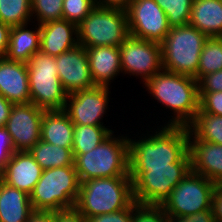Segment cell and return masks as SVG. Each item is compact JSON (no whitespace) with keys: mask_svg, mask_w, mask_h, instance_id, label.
<instances>
[{"mask_svg":"<svg viewBox=\"0 0 222 222\" xmlns=\"http://www.w3.org/2000/svg\"><path fill=\"white\" fill-rule=\"evenodd\" d=\"M162 129V130H161ZM138 141L129 138V168H172L188 153L189 130L164 125Z\"/></svg>","mask_w":222,"mask_h":222,"instance_id":"1","label":"cell"},{"mask_svg":"<svg viewBox=\"0 0 222 222\" xmlns=\"http://www.w3.org/2000/svg\"><path fill=\"white\" fill-rule=\"evenodd\" d=\"M75 166L43 170L30 194L34 210L58 211L75 207L80 189Z\"/></svg>","mask_w":222,"mask_h":222,"instance_id":"5","label":"cell"},{"mask_svg":"<svg viewBox=\"0 0 222 222\" xmlns=\"http://www.w3.org/2000/svg\"><path fill=\"white\" fill-rule=\"evenodd\" d=\"M207 38L189 24L170 28L161 43L163 70L197 80L200 54Z\"/></svg>","mask_w":222,"mask_h":222,"instance_id":"7","label":"cell"},{"mask_svg":"<svg viewBox=\"0 0 222 222\" xmlns=\"http://www.w3.org/2000/svg\"><path fill=\"white\" fill-rule=\"evenodd\" d=\"M187 128L192 139L222 145V116L205 113L199 109Z\"/></svg>","mask_w":222,"mask_h":222,"instance_id":"26","label":"cell"},{"mask_svg":"<svg viewBox=\"0 0 222 222\" xmlns=\"http://www.w3.org/2000/svg\"><path fill=\"white\" fill-rule=\"evenodd\" d=\"M214 184L190 170L161 206L168 216L179 217L211 209Z\"/></svg>","mask_w":222,"mask_h":222,"instance_id":"10","label":"cell"},{"mask_svg":"<svg viewBox=\"0 0 222 222\" xmlns=\"http://www.w3.org/2000/svg\"><path fill=\"white\" fill-rule=\"evenodd\" d=\"M169 222H216L211 209L185 216H168Z\"/></svg>","mask_w":222,"mask_h":222,"instance_id":"38","label":"cell"},{"mask_svg":"<svg viewBox=\"0 0 222 222\" xmlns=\"http://www.w3.org/2000/svg\"><path fill=\"white\" fill-rule=\"evenodd\" d=\"M11 27L0 21V57H5L9 47V32Z\"/></svg>","mask_w":222,"mask_h":222,"instance_id":"41","label":"cell"},{"mask_svg":"<svg viewBox=\"0 0 222 222\" xmlns=\"http://www.w3.org/2000/svg\"><path fill=\"white\" fill-rule=\"evenodd\" d=\"M85 49L94 84L109 87L110 80L113 81L120 72L122 73L119 47L95 46Z\"/></svg>","mask_w":222,"mask_h":222,"instance_id":"20","label":"cell"},{"mask_svg":"<svg viewBox=\"0 0 222 222\" xmlns=\"http://www.w3.org/2000/svg\"><path fill=\"white\" fill-rule=\"evenodd\" d=\"M190 170L189 152L172 163V168H129L134 200L144 205H162Z\"/></svg>","mask_w":222,"mask_h":222,"instance_id":"6","label":"cell"},{"mask_svg":"<svg viewBox=\"0 0 222 222\" xmlns=\"http://www.w3.org/2000/svg\"><path fill=\"white\" fill-rule=\"evenodd\" d=\"M130 36L127 12L96 6L78 25V42L84 48L119 47Z\"/></svg>","mask_w":222,"mask_h":222,"instance_id":"8","label":"cell"},{"mask_svg":"<svg viewBox=\"0 0 222 222\" xmlns=\"http://www.w3.org/2000/svg\"><path fill=\"white\" fill-rule=\"evenodd\" d=\"M33 211L30 195L0 179V222H27Z\"/></svg>","mask_w":222,"mask_h":222,"instance_id":"21","label":"cell"},{"mask_svg":"<svg viewBox=\"0 0 222 222\" xmlns=\"http://www.w3.org/2000/svg\"><path fill=\"white\" fill-rule=\"evenodd\" d=\"M199 92L222 91V70L203 76L198 81Z\"/></svg>","mask_w":222,"mask_h":222,"instance_id":"37","label":"cell"},{"mask_svg":"<svg viewBox=\"0 0 222 222\" xmlns=\"http://www.w3.org/2000/svg\"><path fill=\"white\" fill-rule=\"evenodd\" d=\"M113 134L92 151L73 154L80 182L93 178L129 176V138L123 135L116 138Z\"/></svg>","mask_w":222,"mask_h":222,"instance_id":"4","label":"cell"},{"mask_svg":"<svg viewBox=\"0 0 222 222\" xmlns=\"http://www.w3.org/2000/svg\"><path fill=\"white\" fill-rule=\"evenodd\" d=\"M78 45V25L73 22L61 19L40 25L41 52L56 57Z\"/></svg>","mask_w":222,"mask_h":222,"instance_id":"19","label":"cell"},{"mask_svg":"<svg viewBox=\"0 0 222 222\" xmlns=\"http://www.w3.org/2000/svg\"><path fill=\"white\" fill-rule=\"evenodd\" d=\"M27 222H54V211L34 210Z\"/></svg>","mask_w":222,"mask_h":222,"instance_id":"42","label":"cell"},{"mask_svg":"<svg viewBox=\"0 0 222 222\" xmlns=\"http://www.w3.org/2000/svg\"><path fill=\"white\" fill-rule=\"evenodd\" d=\"M27 68L31 102L45 111L64 110L68 94L59 80L55 56L38 51Z\"/></svg>","mask_w":222,"mask_h":222,"instance_id":"9","label":"cell"},{"mask_svg":"<svg viewBox=\"0 0 222 222\" xmlns=\"http://www.w3.org/2000/svg\"><path fill=\"white\" fill-rule=\"evenodd\" d=\"M132 0H96L98 7L120 8L126 10Z\"/></svg>","mask_w":222,"mask_h":222,"instance_id":"44","label":"cell"},{"mask_svg":"<svg viewBox=\"0 0 222 222\" xmlns=\"http://www.w3.org/2000/svg\"><path fill=\"white\" fill-rule=\"evenodd\" d=\"M31 19L32 0H0V21L4 24L19 26L29 23Z\"/></svg>","mask_w":222,"mask_h":222,"instance_id":"29","label":"cell"},{"mask_svg":"<svg viewBox=\"0 0 222 222\" xmlns=\"http://www.w3.org/2000/svg\"><path fill=\"white\" fill-rule=\"evenodd\" d=\"M191 170L213 183L222 182V145L188 138Z\"/></svg>","mask_w":222,"mask_h":222,"instance_id":"18","label":"cell"},{"mask_svg":"<svg viewBox=\"0 0 222 222\" xmlns=\"http://www.w3.org/2000/svg\"><path fill=\"white\" fill-rule=\"evenodd\" d=\"M109 89L107 86H94L69 94L64 111L72 123L104 126L101 121L109 104Z\"/></svg>","mask_w":222,"mask_h":222,"instance_id":"14","label":"cell"},{"mask_svg":"<svg viewBox=\"0 0 222 222\" xmlns=\"http://www.w3.org/2000/svg\"><path fill=\"white\" fill-rule=\"evenodd\" d=\"M29 153L43 170L74 166L72 148L60 147L40 140Z\"/></svg>","mask_w":222,"mask_h":222,"instance_id":"25","label":"cell"},{"mask_svg":"<svg viewBox=\"0 0 222 222\" xmlns=\"http://www.w3.org/2000/svg\"><path fill=\"white\" fill-rule=\"evenodd\" d=\"M0 95L14 105L31 102L27 63L0 57Z\"/></svg>","mask_w":222,"mask_h":222,"instance_id":"16","label":"cell"},{"mask_svg":"<svg viewBox=\"0 0 222 222\" xmlns=\"http://www.w3.org/2000/svg\"><path fill=\"white\" fill-rule=\"evenodd\" d=\"M166 13L171 28L189 24L194 0H154Z\"/></svg>","mask_w":222,"mask_h":222,"instance_id":"30","label":"cell"},{"mask_svg":"<svg viewBox=\"0 0 222 222\" xmlns=\"http://www.w3.org/2000/svg\"><path fill=\"white\" fill-rule=\"evenodd\" d=\"M114 131L105 126L74 125L73 154H84L100 145Z\"/></svg>","mask_w":222,"mask_h":222,"instance_id":"27","label":"cell"},{"mask_svg":"<svg viewBox=\"0 0 222 222\" xmlns=\"http://www.w3.org/2000/svg\"><path fill=\"white\" fill-rule=\"evenodd\" d=\"M119 50L122 73L140 76L143 83L163 70L159 43L129 36Z\"/></svg>","mask_w":222,"mask_h":222,"instance_id":"11","label":"cell"},{"mask_svg":"<svg viewBox=\"0 0 222 222\" xmlns=\"http://www.w3.org/2000/svg\"><path fill=\"white\" fill-rule=\"evenodd\" d=\"M44 111L32 102L13 105L5 128L16 152H29L41 140Z\"/></svg>","mask_w":222,"mask_h":222,"instance_id":"13","label":"cell"},{"mask_svg":"<svg viewBox=\"0 0 222 222\" xmlns=\"http://www.w3.org/2000/svg\"><path fill=\"white\" fill-rule=\"evenodd\" d=\"M211 210L216 222H222V182L214 184L211 199Z\"/></svg>","mask_w":222,"mask_h":222,"instance_id":"40","label":"cell"},{"mask_svg":"<svg viewBox=\"0 0 222 222\" xmlns=\"http://www.w3.org/2000/svg\"><path fill=\"white\" fill-rule=\"evenodd\" d=\"M14 152L15 149L11 142L10 134L5 126L0 127V174Z\"/></svg>","mask_w":222,"mask_h":222,"instance_id":"36","label":"cell"},{"mask_svg":"<svg viewBox=\"0 0 222 222\" xmlns=\"http://www.w3.org/2000/svg\"><path fill=\"white\" fill-rule=\"evenodd\" d=\"M95 7L94 0H63V19L79 25Z\"/></svg>","mask_w":222,"mask_h":222,"instance_id":"32","label":"cell"},{"mask_svg":"<svg viewBox=\"0 0 222 222\" xmlns=\"http://www.w3.org/2000/svg\"><path fill=\"white\" fill-rule=\"evenodd\" d=\"M62 9L63 0H32V17H36L39 25L63 19Z\"/></svg>","mask_w":222,"mask_h":222,"instance_id":"31","label":"cell"},{"mask_svg":"<svg viewBox=\"0 0 222 222\" xmlns=\"http://www.w3.org/2000/svg\"><path fill=\"white\" fill-rule=\"evenodd\" d=\"M148 92L173 111L166 125L187 127L199 110L198 81L191 76L162 70L144 83Z\"/></svg>","mask_w":222,"mask_h":222,"instance_id":"2","label":"cell"},{"mask_svg":"<svg viewBox=\"0 0 222 222\" xmlns=\"http://www.w3.org/2000/svg\"><path fill=\"white\" fill-rule=\"evenodd\" d=\"M14 104L0 95V127L5 126Z\"/></svg>","mask_w":222,"mask_h":222,"instance_id":"43","label":"cell"},{"mask_svg":"<svg viewBox=\"0 0 222 222\" xmlns=\"http://www.w3.org/2000/svg\"><path fill=\"white\" fill-rule=\"evenodd\" d=\"M54 222H86V217L75 207L54 211Z\"/></svg>","mask_w":222,"mask_h":222,"instance_id":"39","label":"cell"},{"mask_svg":"<svg viewBox=\"0 0 222 222\" xmlns=\"http://www.w3.org/2000/svg\"><path fill=\"white\" fill-rule=\"evenodd\" d=\"M58 77L69 95L96 86L93 82L86 49L78 45L55 57Z\"/></svg>","mask_w":222,"mask_h":222,"instance_id":"15","label":"cell"},{"mask_svg":"<svg viewBox=\"0 0 222 222\" xmlns=\"http://www.w3.org/2000/svg\"><path fill=\"white\" fill-rule=\"evenodd\" d=\"M43 169L29 152H14L0 174V179L30 195Z\"/></svg>","mask_w":222,"mask_h":222,"instance_id":"17","label":"cell"},{"mask_svg":"<svg viewBox=\"0 0 222 222\" xmlns=\"http://www.w3.org/2000/svg\"><path fill=\"white\" fill-rule=\"evenodd\" d=\"M126 12L132 37L161 44L171 28L154 0H132Z\"/></svg>","mask_w":222,"mask_h":222,"instance_id":"12","label":"cell"},{"mask_svg":"<svg viewBox=\"0 0 222 222\" xmlns=\"http://www.w3.org/2000/svg\"><path fill=\"white\" fill-rule=\"evenodd\" d=\"M74 124L64 110L44 111L41 140L65 148H72Z\"/></svg>","mask_w":222,"mask_h":222,"instance_id":"23","label":"cell"},{"mask_svg":"<svg viewBox=\"0 0 222 222\" xmlns=\"http://www.w3.org/2000/svg\"><path fill=\"white\" fill-rule=\"evenodd\" d=\"M199 109L205 113L222 116V91L199 92Z\"/></svg>","mask_w":222,"mask_h":222,"instance_id":"34","label":"cell"},{"mask_svg":"<svg viewBox=\"0 0 222 222\" xmlns=\"http://www.w3.org/2000/svg\"><path fill=\"white\" fill-rule=\"evenodd\" d=\"M189 25L207 37H222V0H194Z\"/></svg>","mask_w":222,"mask_h":222,"instance_id":"22","label":"cell"},{"mask_svg":"<svg viewBox=\"0 0 222 222\" xmlns=\"http://www.w3.org/2000/svg\"><path fill=\"white\" fill-rule=\"evenodd\" d=\"M132 222H169L161 205L138 204L133 209Z\"/></svg>","mask_w":222,"mask_h":222,"instance_id":"33","label":"cell"},{"mask_svg":"<svg viewBox=\"0 0 222 222\" xmlns=\"http://www.w3.org/2000/svg\"><path fill=\"white\" fill-rule=\"evenodd\" d=\"M137 201H134L130 206L125 209L97 215L94 217L86 218V222H132L133 209L138 205Z\"/></svg>","mask_w":222,"mask_h":222,"instance_id":"35","label":"cell"},{"mask_svg":"<svg viewBox=\"0 0 222 222\" xmlns=\"http://www.w3.org/2000/svg\"><path fill=\"white\" fill-rule=\"evenodd\" d=\"M28 24L11 27L5 55L8 60L27 63L34 53L40 51V25L31 31L27 29Z\"/></svg>","mask_w":222,"mask_h":222,"instance_id":"24","label":"cell"},{"mask_svg":"<svg viewBox=\"0 0 222 222\" xmlns=\"http://www.w3.org/2000/svg\"><path fill=\"white\" fill-rule=\"evenodd\" d=\"M134 201L130 176L93 178L81 182L75 208L89 218L125 209Z\"/></svg>","mask_w":222,"mask_h":222,"instance_id":"3","label":"cell"},{"mask_svg":"<svg viewBox=\"0 0 222 222\" xmlns=\"http://www.w3.org/2000/svg\"><path fill=\"white\" fill-rule=\"evenodd\" d=\"M222 70V37H208L200 54L197 81L203 76Z\"/></svg>","mask_w":222,"mask_h":222,"instance_id":"28","label":"cell"}]
</instances>
